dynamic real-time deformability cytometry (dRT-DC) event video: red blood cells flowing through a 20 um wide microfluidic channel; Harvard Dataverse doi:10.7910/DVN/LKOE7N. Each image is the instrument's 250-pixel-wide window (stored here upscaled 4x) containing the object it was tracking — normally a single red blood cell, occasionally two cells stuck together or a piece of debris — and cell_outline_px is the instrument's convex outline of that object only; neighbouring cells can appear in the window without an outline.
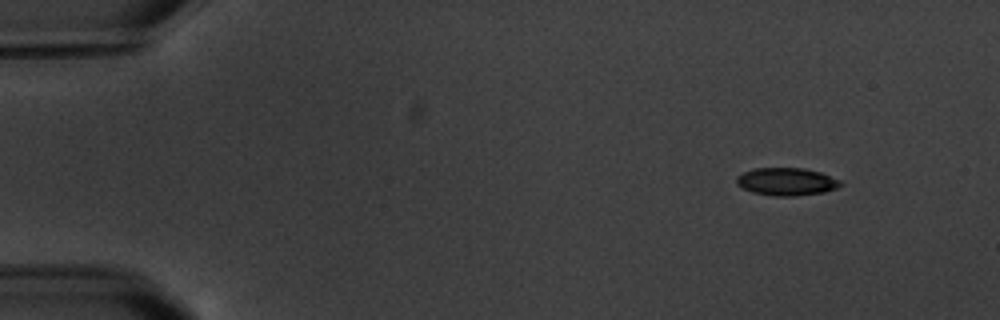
{"species": "common noctule bat (a hibernating species)", "species_latin": "Nyctalus noctula", "temperature_condition": "warm", "stored_images_in_passage": 6, "segment_of_instrument_passage": [2, 2], "camera_frame_rate_fps": 3000, "um_per_image_px": 0.085, "animal": {"sex": "male", "body_mass_g": 20.1, "forearm_length_mm": 53.5}, "frame": {"image": 1, "passage_image": 6, "time_ms": 7.0, "image_size_px": [1000, 320], "cell_outline_px": [[844, 184], [836, 188], [824, 192], [796, 196], [772, 196], [752, 192], [736, 184], [736, 176], [744, 172], [756, 168], [804, 168], [820, 172], [844, 180]], "centroid_in_image_um": [66.9, 15.44], "position_along_channel_um": 18.1, "area_um2": 16.99}}